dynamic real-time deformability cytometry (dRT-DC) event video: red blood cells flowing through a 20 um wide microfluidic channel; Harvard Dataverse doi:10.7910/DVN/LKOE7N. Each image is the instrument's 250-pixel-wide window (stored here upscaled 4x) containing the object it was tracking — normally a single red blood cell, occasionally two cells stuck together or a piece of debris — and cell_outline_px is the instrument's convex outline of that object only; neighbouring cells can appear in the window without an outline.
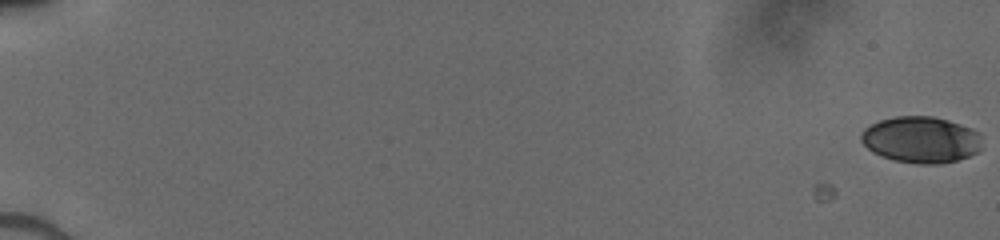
{"species": "human", "species_latin": "Homo sapiens", "temperature_condition": "cold", "stored_images_in_passage": 2, "camera_frame_rate_fps": 3000, "um_per_image_px": 0.085, "donor": {"sex": "male"}, "frame": {"image": 1, "passage_image": 2, "time_ms": 0.333, "image_size_px": [1000, 240], "cell_outline_px": [[980, 148], [976, 152], [968, 156], [956, 160], [940, 164], [916, 164], [896, 160], [872, 152], [860, 140], [860, 136], [864, 128], [880, 120], [896, 116], [932, 116], [948, 120], [972, 128], [980, 132]], "centroid_in_image_um": [78.28, 11.86], "position_along_channel_um": 6.7, "area_um2": 32.6}}